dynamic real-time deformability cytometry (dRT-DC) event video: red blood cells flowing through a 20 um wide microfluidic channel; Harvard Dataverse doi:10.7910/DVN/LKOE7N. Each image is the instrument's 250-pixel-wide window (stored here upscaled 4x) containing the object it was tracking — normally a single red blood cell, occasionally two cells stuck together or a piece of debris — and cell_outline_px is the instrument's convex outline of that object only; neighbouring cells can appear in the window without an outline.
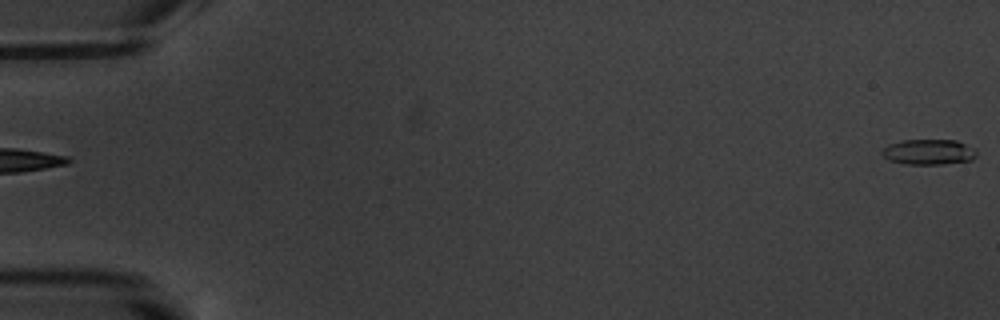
{"species": "common noctule bat (a hibernating species)", "species_latin": "Nyctalus noctula", "temperature_condition": "warm", "stored_images_in_passage": 6, "segment_of_instrument_passage": [2, 2], "camera_frame_rate_fps": 3000, "um_per_image_px": 0.085, "animal": {"sex": "male", "body_mass_g": 20.1, "forearm_length_mm": 53.5}, "frame": {"image": 1, "passage_image": 6, "time_ms": 6.667, "image_size_px": [1000, 320], "cell_outline_px": [[976, 156], [972, 160], [944, 164], [904, 164], [888, 160], [880, 152], [888, 144], [900, 140], [956, 140], [976, 148]], "centroid_in_image_um": [78.94, 12.91], "position_along_channel_um": 6.1, "area_um2": 14.16}}